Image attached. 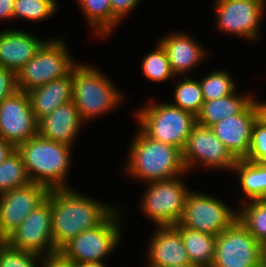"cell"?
<instances>
[{"label": "cell", "instance_id": "cell-1", "mask_svg": "<svg viewBox=\"0 0 266 267\" xmlns=\"http://www.w3.org/2000/svg\"><path fill=\"white\" fill-rule=\"evenodd\" d=\"M47 197L51 200L52 236L58 250L81 232L101 224L114 211L68 188L52 189Z\"/></svg>", "mask_w": 266, "mask_h": 267}, {"label": "cell", "instance_id": "cell-2", "mask_svg": "<svg viewBox=\"0 0 266 267\" xmlns=\"http://www.w3.org/2000/svg\"><path fill=\"white\" fill-rule=\"evenodd\" d=\"M70 148L36 135L16 149L23 158L30 181L52 190L67 188L63 179L70 166Z\"/></svg>", "mask_w": 266, "mask_h": 267}, {"label": "cell", "instance_id": "cell-3", "mask_svg": "<svg viewBox=\"0 0 266 267\" xmlns=\"http://www.w3.org/2000/svg\"><path fill=\"white\" fill-rule=\"evenodd\" d=\"M129 154L126 171L150 182L172 179L186 172L179 148L151 139L141 130Z\"/></svg>", "mask_w": 266, "mask_h": 267}, {"label": "cell", "instance_id": "cell-4", "mask_svg": "<svg viewBox=\"0 0 266 267\" xmlns=\"http://www.w3.org/2000/svg\"><path fill=\"white\" fill-rule=\"evenodd\" d=\"M72 91V102L82 121L110 111L122 98L100 71L84 64L72 70Z\"/></svg>", "mask_w": 266, "mask_h": 267}, {"label": "cell", "instance_id": "cell-5", "mask_svg": "<svg viewBox=\"0 0 266 267\" xmlns=\"http://www.w3.org/2000/svg\"><path fill=\"white\" fill-rule=\"evenodd\" d=\"M141 131L149 138L183 151L197 118L172 104L147 106L136 113Z\"/></svg>", "mask_w": 266, "mask_h": 267}, {"label": "cell", "instance_id": "cell-6", "mask_svg": "<svg viewBox=\"0 0 266 267\" xmlns=\"http://www.w3.org/2000/svg\"><path fill=\"white\" fill-rule=\"evenodd\" d=\"M61 40L44 41L16 74L18 90H29L67 76L77 65L72 62ZM74 63V64H73Z\"/></svg>", "mask_w": 266, "mask_h": 267}, {"label": "cell", "instance_id": "cell-7", "mask_svg": "<svg viewBox=\"0 0 266 267\" xmlns=\"http://www.w3.org/2000/svg\"><path fill=\"white\" fill-rule=\"evenodd\" d=\"M115 211L95 228L70 239L59 250L76 264L101 262L119 242L120 229Z\"/></svg>", "mask_w": 266, "mask_h": 267}, {"label": "cell", "instance_id": "cell-8", "mask_svg": "<svg viewBox=\"0 0 266 267\" xmlns=\"http://www.w3.org/2000/svg\"><path fill=\"white\" fill-rule=\"evenodd\" d=\"M260 243L237 219L216 236L211 267H261Z\"/></svg>", "mask_w": 266, "mask_h": 267}, {"label": "cell", "instance_id": "cell-9", "mask_svg": "<svg viewBox=\"0 0 266 267\" xmlns=\"http://www.w3.org/2000/svg\"><path fill=\"white\" fill-rule=\"evenodd\" d=\"M238 219L226 204L209 195L188 192L180 224L214 236L229 228Z\"/></svg>", "mask_w": 266, "mask_h": 267}, {"label": "cell", "instance_id": "cell-10", "mask_svg": "<svg viewBox=\"0 0 266 267\" xmlns=\"http://www.w3.org/2000/svg\"><path fill=\"white\" fill-rule=\"evenodd\" d=\"M142 202L143 211L159 226L180 222L188 190L178 178L150 182Z\"/></svg>", "mask_w": 266, "mask_h": 267}, {"label": "cell", "instance_id": "cell-11", "mask_svg": "<svg viewBox=\"0 0 266 267\" xmlns=\"http://www.w3.org/2000/svg\"><path fill=\"white\" fill-rule=\"evenodd\" d=\"M51 200L47 197L4 240L10 247L42 256L57 251L52 236Z\"/></svg>", "mask_w": 266, "mask_h": 267}, {"label": "cell", "instance_id": "cell-12", "mask_svg": "<svg viewBox=\"0 0 266 267\" xmlns=\"http://www.w3.org/2000/svg\"><path fill=\"white\" fill-rule=\"evenodd\" d=\"M38 135V121L27 92L17 90L0 103V138L15 148Z\"/></svg>", "mask_w": 266, "mask_h": 267}, {"label": "cell", "instance_id": "cell-13", "mask_svg": "<svg viewBox=\"0 0 266 267\" xmlns=\"http://www.w3.org/2000/svg\"><path fill=\"white\" fill-rule=\"evenodd\" d=\"M49 191L44 185L31 182L0 194V235L3 241L47 198Z\"/></svg>", "mask_w": 266, "mask_h": 267}, {"label": "cell", "instance_id": "cell-14", "mask_svg": "<svg viewBox=\"0 0 266 267\" xmlns=\"http://www.w3.org/2000/svg\"><path fill=\"white\" fill-rule=\"evenodd\" d=\"M266 110V103L253 100L241 113L222 119L210 128L237 159H245L250 150L252 128Z\"/></svg>", "mask_w": 266, "mask_h": 267}, {"label": "cell", "instance_id": "cell-15", "mask_svg": "<svg viewBox=\"0 0 266 267\" xmlns=\"http://www.w3.org/2000/svg\"><path fill=\"white\" fill-rule=\"evenodd\" d=\"M186 171L195 164L196 159L206 166L233 170L237 159L215 136L210 127L196 124L182 151Z\"/></svg>", "mask_w": 266, "mask_h": 267}, {"label": "cell", "instance_id": "cell-16", "mask_svg": "<svg viewBox=\"0 0 266 267\" xmlns=\"http://www.w3.org/2000/svg\"><path fill=\"white\" fill-rule=\"evenodd\" d=\"M264 0H217L219 28L244 38L257 36Z\"/></svg>", "mask_w": 266, "mask_h": 267}, {"label": "cell", "instance_id": "cell-17", "mask_svg": "<svg viewBox=\"0 0 266 267\" xmlns=\"http://www.w3.org/2000/svg\"><path fill=\"white\" fill-rule=\"evenodd\" d=\"M150 267L191 264L182 236L175 226H159L149 247Z\"/></svg>", "mask_w": 266, "mask_h": 267}, {"label": "cell", "instance_id": "cell-18", "mask_svg": "<svg viewBox=\"0 0 266 267\" xmlns=\"http://www.w3.org/2000/svg\"><path fill=\"white\" fill-rule=\"evenodd\" d=\"M81 122L76 105L69 101L38 121V135L71 146Z\"/></svg>", "mask_w": 266, "mask_h": 267}, {"label": "cell", "instance_id": "cell-19", "mask_svg": "<svg viewBox=\"0 0 266 267\" xmlns=\"http://www.w3.org/2000/svg\"><path fill=\"white\" fill-rule=\"evenodd\" d=\"M43 43L23 31H2L0 33V67L17 74L34 57Z\"/></svg>", "mask_w": 266, "mask_h": 267}, {"label": "cell", "instance_id": "cell-20", "mask_svg": "<svg viewBox=\"0 0 266 267\" xmlns=\"http://www.w3.org/2000/svg\"><path fill=\"white\" fill-rule=\"evenodd\" d=\"M72 92V71L67 76L29 90L27 94L37 121L72 101Z\"/></svg>", "mask_w": 266, "mask_h": 267}, {"label": "cell", "instance_id": "cell-21", "mask_svg": "<svg viewBox=\"0 0 266 267\" xmlns=\"http://www.w3.org/2000/svg\"><path fill=\"white\" fill-rule=\"evenodd\" d=\"M192 40L185 34L176 33L160 41L175 75L190 70L205 56V51Z\"/></svg>", "mask_w": 266, "mask_h": 267}, {"label": "cell", "instance_id": "cell-22", "mask_svg": "<svg viewBox=\"0 0 266 267\" xmlns=\"http://www.w3.org/2000/svg\"><path fill=\"white\" fill-rule=\"evenodd\" d=\"M236 96L234 92L219 99L204 101L200 113L196 116L197 124L211 127L224 118L241 113L253 101L251 96Z\"/></svg>", "mask_w": 266, "mask_h": 267}, {"label": "cell", "instance_id": "cell-23", "mask_svg": "<svg viewBox=\"0 0 266 267\" xmlns=\"http://www.w3.org/2000/svg\"><path fill=\"white\" fill-rule=\"evenodd\" d=\"M174 226L182 236L190 262L203 267H211L215 254L216 236L184 227L180 223Z\"/></svg>", "mask_w": 266, "mask_h": 267}, {"label": "cell", "instance_id": "cell-24", "mask_svg": "<svg viewBox=\"0 0 266 267\" xmlns=\"http://www.w3.org/2000/svg\"><path fill=\"white\" fill-rule=\"evenodd\" d=\"M239 172L242 189L249 200L266 197V164L239 159L233 167Z\"/></svg>", "mask_w": 266, "mask_h": 267}, {"label": "cell", "instance_id": "cell-25", "mask_svg": "<svg viewBox=\"0 0 266 267\" xmlns=\"http://www.w3.org/2000/svg\"><path fill=\"white\" fill-rule=\"evenodd\" d=\"M31 183L23 158L15 149L0 163V194Z\"/></svg>", "mask_w": 266, "mask_h": 267}, {"label": "cell", "instance_id": "cell-26", "mask_svg": "<svg viewBox=\"0 0 266 267\" xmlns=\"http://www.w3.org/2000/svg\"><path fill=\"white\" fill-rule=\"evenodd\" d=\"M95 30L103 36L112 31L118 20L112 15L110 0H78Z\"/></svg>", "mask_w": 266, "mask_h": 267}, {"label": "cell", "instance_id": "cell-27", "mask_svg": "<svg viewBox=\"0 0 266 267\" xmlns=\"http://www.w3.org/2000/svg\"><path fill=\"white\" fill-rule=\"evenodd\" d=\"M243 209L237 213L238 220L259 243L266 241V202L250 200Z\"/></svg>", "mask_w": 266, "mask_h": 267}, {"label": "cell", "instance_id": "cell-28", "mask_svg": "<svg viewBox=\"0 0 266 267\" xmlns=\"http://www.w3.org/2000/svg\"><path fill=\"white\" fill-rule=\"evenodd\" d=\"M184 77L185 80L176 86L174 94L176 103L172 105L197 116L204 103L202 87L200 81Z\"/></svg>", "mask_w": 266, "mask_h": 267}, {"label": "cell", "instance_id": "cell-29", "mask_svg": "<svg viewBox=\"0 0 266 267\" xmlns=\"http://www.w3.org/2000/svg\"><path fill=\"white\" fill-rule=\"evenodd\" d=\"M142 70L148 79L156 82L165 81L175 75L166 50L161 44H158L157 49L143 59Z\"/></svg>", "mask_w": 266, "mask_h": 267}, {"label": "cell", "instance_id": "cell-30", "mask_svg": "<svg viewBox=\"0 0 266 267\" xmlns=\"http://www.w3.org/2000/svg\"><path fill=\"white\" fill-rule=\"evenodd\" d=\"M223 71H215L201 79L204 101H211L230 95L235 92L236 84Z\"/></svg>", "mask_w": 266, "mask_h": 267}, {"label": "cell", "instance_id": "cell-31", "mask_svg": "<svg viewBox=\"0 0 266 267\" xmlns=\"http://www.w3.org/2000/svg\"><path fill=\"white\" fill-rule=\"evenodd\" d=\"M56 7L55 0H15L14 18L45 19L53 14Z\"/></svg>", "mask_w": 266, "mask_h": 267}, {"label": "cell", "instance_id": "cell-32", "mask_svg": "<svg viewBox=\"0 0 266 267\" xmlns=\"http://www.w3.org/2000/svg\"><path fill=\"white\" fill-rule=\"evenodd\" d=\"M245 159L250 162L266 164V110L253 125L250 150Z\"/></svg>", "mask_w": 266, "mask_h": 267}, {"label": "cell", "instance_id": "cell-33", "mask_svg": "<svg viewBox=\"0 0 266 267\" xmlns=\"http://www.w3.org/2000/svg\"><path fill=\"white\" fill-rule=\"evenodd\" d=\"M41 255L10 247L5 241L0 243V267H36L34 260Z\"/></svg>", "mask_w": 266, "mask_h": 267}, {"label": "cell", "instance_id": "cell-34", "mask_svg": "<svg viewBox=\"0 0 266 267\" xmlns=\"http://www.w3.org/2000/svg\"><path fill=\"white\" fill-rule=\"evenodd\" d=\"M18 90L16 73L0 67V103Z\"/></svg>", "mask_w": 266, "mask_h": 267}, {"label": "cell", "instance_id": "cell-35", "mask_svg": "<svg viewBox=\"0 0 266 267\" xmlns=\"http://www.w3.org/2000/svg\"><path fill=\"white\" fill-rule=\"evenodd\" d=\"M43 254L42 267H77V264L70 258L66 257L60 250L55 252Z\"/></svg>", "mask_w": 266, "mask_h": 267}, {"label": "cell", "instance_id": "cell-36", "mask_svg": "<svg viewBox=\"0 0 266 267\" xmlns=\"http://www.w3.org/2000/svg\"><path fill=\"white\" fill-rule=\"evenodd\" d=\"M139 0H110L112 15L119 21L130 10H132Z\"/></svg>", "mask_w": 266, "mask_h": 267}, {"label": "cell", "instance_id": "cell-37", "mask_svg": "<svg viewBox=\"0 0 266 267\" xmlns=\"http://www.w3.org/2000/svg\"><path fill=\"white\" fill-rule=\"evenodd\" d=\"M15 0H0V18H14Z\"/></svg>", "mask_w": 266, "mask_h": 267}, {"label": "cell", "instance_id": "cell-38", "mask_svg": "<svg viewBox=\"0 0 266 267\" xmlns=\"http://www.w3.org/2000/svg\"><path fill=\"white\" fill-rule=\"evenodd\" d=\"M16 148L0 138V163H2Z\"/></svg>", "mask_w": 266, "mask_h": 267}, {"label": "cell", "instance_id": "cell-39", "mask_svg": "<svg viewBox=\"0 0 266 267\" xmlns=\"http://www.w3.org/2000/svg\"><path fill=\"white\" fill-rule=\"evenodd\" d=\"M261 267H266V241L260 243Z\"/></svg>", "mask_w": 266, "mask_h": 267}, {"label": "cell", "instance_id": "cell-40", "mask_svg": "<svg viewBox=\"0 0 266 267\" xmlns=\"http://www.w3.org/2000/svg\"><path fill=\"white\" fill-rule=\"evenodd\" d=\"M77 267H105V265L103 264V262H90L77 264Z\"/></svg>", "mask_w": 266, "mask_h": 267}, {"label": "cell", "instance_id": "cell-41", "mask_svg": "<svg viewBox=\"0 0 266 267\" xmlns=\"http://www.w3.org/2000/svg\"><path fill=\"white\" fill-rule=\"evenodd\" d=\"M175 267H203L200 265H196V264H186V265H179V266H175Z\"/></svg>", "mask_w": 266, "mask_h": 267}]
</instances>
